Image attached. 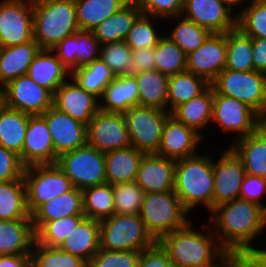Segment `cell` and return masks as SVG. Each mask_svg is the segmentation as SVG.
I'll use <instances>...</instances> for the list:
<instances>
[{
	"label": "cell",
	"instance_id": "obj_1",
	"mask_svg": "<svg viewBox=\"0 0 266 267\" xmlns=\"http://www.w3.org/2000/svg\"><path fill=\"white\" fill-rule=\"evenodd\" d=\"M208 215L207 221L227 253L244 262L252 253L266 250V245H255L266 229V210L260 205L234 199L215 207Z\"/></svg>",
	"mask_w": 266,
	"mask_h": 267
},
{
	"label": "cell",
	"instance_id": "obj_2",
	"mask_svg": "<svg viewBox=\"0 0 266 267\" xmlns=\"http://www.w3.org/2000/svg\"><path fill=\"white\" fill-rule=\"evenodd\" d=\"M195 229L192 220L158 242L167 251L173 267H210L227 252L221 247L209 222Z\"/></svg>",
	"mask_w": 266,
	"mask_h": 267
},
{
	"label": "cell",
	"instance_id": "obj_3",
	"mask_svg": "<svg viewBox=\"0 0 266 267\" xmlns=\"http://www.w3.org/2000/svg\"><path fill=\"white\" fill-rule=\"evenodd\" d=\"M213 154L198 153L176 161L174 192L191 214L199 206L212 211L214 191Z\"/></svg>",
	"mask_w": 266,
	"mask_h": 267
},
{
	"label": "cell",
	"instance_id": "obj_4",
	"mask_svg": "<svg viewBox=\"0 0 266 267\" xmlns=\"http://www.w3.org/2000/svg\"><path fill=\"white\" fill-rule=\"evenodd\" d=\"M33 38L41 49H52L80 30L74 0H32Z\"/></svg>",
	"mask_w": 266,
	"mask_h": 267
},
{
	"label": "cell",
	"instance_id": "obj_5",
	"mask_svg": "<svg viewBox=\"0 0 266 267\" xmlns=\"http://www.w3.org/2000/svg\"><path fill=\"white\" fill-rule=\"evenodd\" d=\"M139 216L156 241L192 220L174 190L145 193Z\"/></svg>",
	"mask_w": 266,
	"mask_h": 267
},
{
	"label": "cell",
	"instance_id": "obj_6",
	"mask_svg": "<svg viewBox=\"0 0 266 267\" xmlns=\"http://www.w3.org/2000/svg\"><path fill=\"white\" fill-rule=\"evenodd\" d=\"M156 242L139 215L114 213L100 221V249L142 251Z\"/></svg>",
	"mask_w": 266,
	"mask_h": 267
},
{
	"label": "cell",
	"instance_id": "obj_7",
	"mask_svg": "<svg viewBox=\"0 0 266 267\" xmlns=\"http://www.w3.org/2000/svg\"><path fill=\"white\" fill-rule=\"evenodd\" d=\"M218 94L242 101L266 121V75L224 69L210 84Z\"/></svg>",
	"mask_w": 266,
	"mask_h": 267
},
{
	"label": "cell",
	"instance_id": "obj_8",
	"mask_svg": "<svg viewBox=\"0 0 266 267\" xmlns=\"http://www.w3.org/2000/svg\"><path fill=\"white\" fill-rule=\"evenodd\" d=\"M56 164L80 190L106 183L104 153L88 144L60 154Z\"/></svg>",
	"mask_w": 266,
	"mask_h": 267
},
{
	"label": "cell",
	"instance_id": "obj_9",
	"mask_svg": "<svg viewBox=\"0 0 266 267\" xmlns=\"http://www.w3.org/2000/svg\"><path fill=\"white\" fill-rule=\"evenodd\" d=\"M23 179L30 214L41 204L74 188L70 178L57 164L25 167Z\"/></svg>",
	"mask_w": 266,
	"mask_h": 267
},
{
	"label": "cell",
	"instance_id": "obj_10",
	"mask_svg": "<svg viewBox=\"0 0 266 267\" xmlns=\"http://www.w3.org/2000/svg\"><path fill=\"white\" fill-rule=\"evenodd\" d=\"M263 121L242 101L218 94L213 89L211 125L216 123L223 134H234L233 142L254 133Z\"/></svg>",
	"mask_w": 266,
	"mask_h": 267
},
{
	"label": "cell",
	"instance_id": "obj_11",
	"mask_svg": "<svg viewBox=\"0 0 266 267\" xmlns=\"http://www.w3.org/2000/svg\"><path fill=\"white\" fill-rule=\"evenodd\" d=\"M171 113L153 107L136 105L124 113L131 146L137 150L156 153L167 117Z\"/></svg>",
	"mask_w": 266,
	"mask_h": 267
},
{
	"label": "cell",
	"instance_id": "obj_12",
	"mask_svg": "<svg viewBox=\"0 0 266 267\" xmlns=\"http://www.w3.org/2000/svg\"><path fill=\"white\" fill-rule=\"evenodd\" d=\"M33 39L32 0H0V47Z\"/></svg>",
	"mask_w": 266,
	"mask_h": 267
},
{
	"label": "cell",
	"instance_id": "obj_13",
	"mask_svg": "<svg viewBox=\"0 0 266 267\" xmlns=\"http://www.w3.org/2000/svg\"><path fill=\"white\" fill-rule=\"evenodd\" d=\"M1 92L4 105L30 115H42L53 106L54 94L27 74L7 83Z\"/></svg>",
	"mask_w": 266,
	"mask_h": 267
},
{
	"label": "cell",
	"instance_id": "obj_14",
	"mask_svg": "<svg viewBox=\"0 0 266 267\" xmlns=\"http://www.w3.org/2000/svg\"><path fill=\"white\" fill-rule=\"evenodd\" d=\"M86 134L87 144L103 153L131 146L123 113L100 109L87 124Z\"/></svg>",
	"mask_w": 266,
	"mask_h": 267
},
{
	"label": "cell",
	"instance_id": "obj_15",
	"mask_svg": "<svg viewBox=\"0 0 266 267\" xmlns=\"http://www.w3.org/2000/svg\"><path fill=\"white\" fill-rule=\"evenodd\" d=\"M225 0H184L181 16L211 33H226L237 27V12Z\"/></svg>",
	"mask_w": 266,
	"mask_h": 267
},
{
	"label": "cell",
	"instance_id": "obj_16",
	"mask_svg": "<svg viewBox=\"0 0 266 267\" xmlns=\"http://www.w3.org/2000/svg\"><path fill=\"white\" fill-rule=\"evenodd\" d=\"M221 151L218 159L213 158L212 210L223 203L239 199L240 187L246 175L241 160L229 147Z\"/></svg>",
	"mask_w": 266,
	"mask_h": 267
},
{
	"label": "cell",
	"instance_id": "obj_17",
	"mask_svg": "<svg viewBox=\"0 0 266 267\" xmlns=\"http://www.w3.org/2000/svg\"><path fill=\"white\" fill-rule=\"evenodd\" d=\"M226 33H211L205 42L186 56V70L209 84L226 66Z\"/></svg>",
	"mask_w": 266,
	"mask_h": 267
},
{
	"label": "cell",
	"instance_id": "obj_18",
	"mask_svg": "<svg viewBox=\"0 0 266 267\" xmlns=\"http://www.w3.org/2000/svg\"><path fill=\"white\" fill-rule=\"evenodd\" d=\"M204 138L194 129L187 127L171 114L167 117L159 148L155 154L180 160L200 153Z\"/></svg>",
	"mask_w": 266,
	"mask_h": 267
},
{
	"label": "cell",
	"instance_id": "obj_19",
	"mask_svg": "<svg viewBox=\"0 0 266 267\" xmlns=\"http://www.w3.org/2000/svg\"><path fill=\"white\" fill-rule=\"evenodd\" d=\"M58 157L45 118L30 115L22 149V164L25 167L56 164Z\"/></svg>",
	"mask_w": 266,
	"mask_h": 267
},
{
	"label": "cell",
	"instance_id": "obj_20",
	"mask_svg": "<svg viewBox=\"0 0 266 267\" xmlns=\"http://www.w3.org/2000/svg\"><path fill=\"white\" fill-rule=\"evenodd\" d=\"M53 107L87 125L100 110V100L70 77L54 92Z\"/></svg>",
	"mask_w": 266,
	"mask_h": 267
},
{
	"label": "cell",
	"instance_id": "obj_21",
	"mask_svg": "<svg viewBox=\"0 0 266 267\" xmlns=\"http://www.w3.org/2000/svg\"><path fill=\"white\" fill-rule=\"evenodd\" d=\"M42 116L46 120L53 147L58 155L87 144V125L84 123L58 111L53 106Z\"/></svg>",
	"mask_w": 266,
	"mask_h": 267
},
{
	"label": "cell",
	"instance_id": "obj_22",
	"mask_svg": "<svg viewBox=\"0 0 266 267\" xmlns=\"http://www.w3.org/2000/svg\"><path fill=\"white\" fill-rule=\"evenodd\" d=\"M176 161L155 153L144 154L140 160L135 182L145 193L174 190Z\"/></svg>",
	"mask_w": 266,
	"mask_h": 267
},
{
	"label": "cell",
	"instance_id": "obj_23",
	"mask_svg": "<svg viewBox=\"0 0 266 267\" xmlns=\"http://www.w3.org/2000/svg\"><path fill=\"white\" fill-rule=\"evenodd\" d=\"M241 160L246 174L266 178V121L251 135L227 145Z\"/></svg>",
	"mask_w": 266,
	"mask_h": 267
},
{
	"label": "cell",
	"instance_id": "obj_24",
	"mask_svg": "<svg viewBox=\"0 0 266 267\" xmlns=\"http://www.w3.org/2000/svg\"><path fill=\"white\" fill-rule=\"evenodd\" d=\"M27 75L54 94L71 77V72L51 49H40L28 68Z\"/></svg>",
	"mask_w": 266,
	"mask_h": 267
},
{
	"label": "cell",
	"instance_id": "obj_25",
	"mask_svg": "<svg viewBox=\"0 0 266 267\" xmlns=\"http://www.w3.org/2000/svg\"><path fill=\"white\" fill-rule=\"evenodd\" d=\"M35 241L31 219L0 220V255L31 254Z\"/></svg>",
	"mask_w": 266,
	"mask_h": 267
},
{
	"label": "cell",
	"instance_id": "obj_26",
	"mask_svg": "<svg viewBox=\"0 0 266 267\" xmlns=\"http://www.w3.org/2000/svg\"><path fill=\"white\" fill-rule=\"evenodd\" d=\"M83 213L82 190L74 187L58 197L41 204L32 214L35 232L45 223Z\"/></svg>",
	"mask_w": 266,
	"mask_h": 267
},
{
	"label": "cell",
	"instance_id": "obj_27",
	"mask_svg": "<svg viewBox=\"0 0 266 267\" xmlns=\"http://www.w3.org/2000/svg\"><path fill=\"white\" fill-rule=\"evenodd\" d=\"M40 49L34 39L16 46L0 47V89L10 81L27 74Z\"/></svg>",
	"mask_w": 266,
	"mask_h": 267
},
{
	"label": "cell",
	"instance_id": "obj_28",
	"mask_svg": "<svg viewBox=\"0 0 266 267\" xmlns=\"http://www.w3.org/2000/svg\"><path fill=\"white\" fill-rule=\"evenodd\" d=\"M144 154L133 146L105 152L106 183L115 185L135 181Z\"/></svg>",
	"mask_w": 266,
	"mask_h": 267
},
{
	"label": "cell",
	"instance_id": "obj_29",
	"mask_svg": "<svg viewBox=\"0 0 266 267\" xmlns=\"http://www.w3.org/2000/svg\"><path fill=\"white\" fill-rule=\"evenodd\" d=\"M212 104L213 87L210 85L199 96L177 106L171 115L203 137L206 132L205 128L207 129L211 125Z\"/></svg>",
	"mask_w": 266,
	"mask_h": 267
},
{
	"label": "cell",
	"instance_id": "obj_30",
	"mask_svg": "<svg viewBox=\"0 0 266 267\" xmlns=\"http://www.w3.org/2000/svg\"><path fill=\"white\" fill-rule=\"evenodd\" d=\"M59 247L89 263L100 249V221L85 218Z\"/></svg>",
	"mask_w": 266,
	"mask_h": 267
},
{
	"label": "cell",
	"instance_id": "obj_31",
	"mask_svg": "<svg viewBox=\"0 0 266 267\" xmlns=\"http://www.w3.org/2000/svg\"><path fill=\"white\" fill-rule=\"evenodd\" d=\"M142 13L135 0H130L112 16L101 22L92 32L100 44L125 40L136 18Z\"/></svg>",
	"mask_w": 266,
	"mask_h": 267
},
{
	"label": "cell",
	"instance_id": "obj_32",
	"mask_svg": "<svg viewBox=\"0 0 266 267\" xmlns=\"http://www.w3.org/2000/svg\"><path fill=\"white\" fill-rule=\"evenodd\" d=\"M139 91L135 77L117 76L105 88L100 109L106 112L125 113L138 105Z\"/></svg>",
	"mask_w": 266,
	"mask_h": 267
},
{
	"label": "cell",
	"instance_id": "obj_33",
	"mask_svg": "<svg viewBox=\"0 0 266 267\" xmlns=\"http://www.w3.org/2000/svg\"><path fill=\"white\" fill-rule=\"evenodd\" d=\"M30 114L0 105V145L18 155L22 162V149Z\"/></svg>",
	"mask_w": 266,
	"mask_h": 267
},
{
	"label": "cell",
	"instance_id": "obj_34",
	"mask_svg": "<svg viewBox=\"0 0 266 267\" xmlns=\"http://www.w3.org/2000/svg\"><path fill=\"white\" fill-rule=\"evenodd\" d=\"M170 76L146 70L135 76L139 91L138 105L168 111V83Z\"/></svg>",
	"mask_w": 266,
	"mask_h": 267
},
{
	"label": "cell",
	"instance_id": "obj_35",
	"mask_svg": "<svg viewBox=\"0 0 266 267\" xmlns=\"http://www.w3.org/2000/svg\"><path fill=\"white\" fill-rule=\"evenodd\" d=\"M130 0H74L80 30L93 31Z\"/></svg>",
	"mask_w": 266,
	"mask_h": 267
},
{
	"label": "cell",
	"instance_id": "obj_36",
	"mask_svg": "<svg viewBox=\"0 0 266 267\" xmlns=\"http://www.w3.org/2000/svg\"><path fill=\"white\" fill-rule=\"evenodd\" d=\"M31 219L24 179L0 182V220Z\"/></svg>",
	"mask_w": 266,
	"mask_h": 267
},
{
	"label": "cell",
	"instance_id": "obj_37",
	"mask_svg": "<svg viewBox=\"0 0 266 267\" xmlns=\"http://www.w3.org/2000/svg\"><path fill=\"white\" fill-rule=\"evenodd\" d=\"M226 66L234 71H255L253 62V39L239 28L226 32Z\"/></svg>",
	"mask_w": 266,
	"mask_h": 267
},
{
	"label": "cell",
	"instance_id": "obj_38",
	"mask_svg": "<svg viewBox=\"0 0 266 267\" xmlns=\"http://www.w3.org/2000/svg\"><path fill=\"white\" fill-rule=\"evenodd\" d=\"M210 84L192 72L184 71L172 75L168 83V112H172L180 104L203 93Z\"/></svg>",
	"mask_w": 266,
	"mask_h": 267
},
{
	"label": "cell",
	"instance_id": "obj_39",
	"mask_svg": "<svg viewBox=\"0 0 266 267\" xmlns=\"http://www.w3.org/2000/svg\"><path fill=\"white\" fill-rule=\"evenodd\" d=\"M109 66L100 58L78 67L71 72V78L88 93L101 99L105 88L115 79Z\"/></svg>",
	"mask_w": 266,
	"mask_h": 267
},
{
	"label": "cell",
	"instance_id": "obj_40",
	"mask_svg": "<svg viewBox=\"0 0 266 267\" xmlns=\"http://www.w3.org/2000/svg\"><path fill=\"white\" fill-rule=\"evenodd\" d=\"M83 213L86 218L101 221L115 213L113 186L105 183L82 190Z\"/></svg>",
	"mask_w": 266,
	"mask_h": 267
},
{
	"label": "cell",
	"instance_id": "obj_41",
	"mask_svg": "<svg viewBox=\"0 0 266 267\" xmlns=\"http://www.w3.org/2000/svg\"><path fill=\"white\" fill-rule=\"evenodd\" d=\"M168 20L176 21V24L170 30L168 29L169 33L166 36L175 42L186 55L201 46L211 34L206 28L182 16L168 18L164 21Z\"/></svg>",
	"mask_w": 266,
	"mask_h": 267
},
{
	"label": "cell",
	"instance_id": "obj_42",
	"mask_svg": "<svg viewBox=\"0 0 266 267\" xmlns=\"http://www.w3.org/2000/svg\"><path fill=\"white\" fill-rule=\"evenodd\" d=\"M161 22L163 20L160 18L141 13L128 32L125 43L132 50L155 47L165 34L164 31L160 32L158 29L160 27L158 24Z\"/></svg>",
	"mask_w": 266,
	"mask_h": 267
},
{
	"label": "cell",
	"instance_id": "obj_43",
	"mask_svg": "<svg viewBox=\"0 0 266 267\" xmlns=\"http://www.w3.org/2000/svg\"><path fill=\"white\" fill-rule=\"evenodd\" d=\"M237 11V28L251 38L266 39V0H247Z\"/></svg>",
	"mask_w": 266,
	"mask_h": 267
},
{
	"label": "cell",
	"instance_id": "obj_44",
	"mask_svg": "<svg viewBox=\"0 0 266 267\" xmlns=\"http://www.w3.org/2000/svg\"><path fill=\"white\" fill-rule=\"evenodd\" d=\"M186 54L165 35L155 46L156 70L167 76L186 71Z\"/></svg>",
	"mask_w": 266,
	"mask_h": 267
},
{
	"label": "cell",
	"instance_id": "obj_45",
	"mask_svg": "<svg viewBox=\"0 0 266 267\" xmlns=\"http://www.w3.org/2000/svg\"><path fill=\"white\" fill-rule=\"evenodd\" d=\"M31 267H88V263L60 247L43 246L35 241L31 252Z\"/></svg>",
	"mask_w": 266,
	"mask_h": 267
},
{
	"label": "cell",
	"instance_id": "obj_46",
	"mask_svg": "<svg viewBox=\"0 0 266 267\" xmlns=\"http://www.w3.org/2000/svg\"><path fill=\"white\" fill-rule=\"evenodd\" d=\"M85 218V215H73L45 222L35 232L36 242L43 246L59 247Z\"/></svg>",
	"mask_w": 266,
	"mask_h": 267
},
{
	"label": "cell",
	"instance_id": "obj_47",
	"mask_svg": "<svg viewBox=\"0 0 266 267\" xmlns=\"http://www.w3.org/2000/svg\"><path fill=\"white\" fill-rule=\"evenodd\" d=\"M112 186L115 213L139 215L145 195L142 188L135 181Z\"/></svg>",
	"mask_w": 266,
	"mask_h": 267
},
{
	"label": "cell",
	"instance_id": "obj_48",
	"mask_svg": "<svg viewBox=\"0 0 266 267\" xmlns=\"http://www.w3.org/2000/svg\"><path fill=\"white\" fill-rule=\"evenodd\" d=\"M131 56L132 49L124 40L100 45V59L109 66L116 77L124 73L126 66L132 60Z\"/></svg>",
	"mask_w": 266,
	"mask_h": 267
},
{
	"label": "cell",
	"instance_id": "obj_49",
	"mask_svg": "<svg viewBox=\"0 0 266 267\" xmlns=\"http://www.w3.org/2000/svg\"><path fill=\"white\" fill-rule=\"evenodd\" d=\"M141 251H108L99 249L88 267H136Z\"/></svg>",
	"mask_w": 266,
	"mask_h": 267
},
{
	"label": "cell",
	"instance_id": "obj_50",
	"mask_svg": "<svg viewBox=\"0 0 266 267\" xmlns=\"http://www.w3.org/2000/svg\"><path fill=\"white\" fill-rule=\"evenodd\" d=\"M143 14L162 20L181 16L184 0H135Z\"/></svg>",
	"mask_w": 266,
	"mask_h": 267
},
{
	"label": "cell",
	"instance_id": "obj_51",
	"mask_svg": "<svg viewBox=\"0 0 266 267\" xmlns=\"http://www.w3.org/2000/svg\"><path fill=\"white\" fill-rule=\"evenodd\" d=\"M100 43L92 31H77V68L100 58Z\"/></svg>",
	"mask_w": 266,
	"mask_h": 267
},
{
	"label": "cell",
	"instance_id": "obj_52",
	"mask_svg": "<svg viewBox=\"0 0 266 267\" xmlns=\"http://www.w3.org/2000/svg\"><path fill=\"white\" fill-rule=\"evenodd\" d=\"M266 178L246 174L240 187L239 199L256 203L266 210Z\"/></svg>",
	"mask_w": 266,
	"mask_h": 267
},
{
	"label": "cell",
	"instance_id": "obj_53",
	"mask_svg": "<svg viewBox=\"0 0 266 267\" xmlns=\"http://www.w3.org/2000/svg\"><path fill=\"white\" fill-rule=\"evenodd\" d=\"M24 170L20 157L0 145V182L23 179Z\"/></svg>",
	"mask_w": 266,
	"mask_h": 267
},
{
	"label": "cell",
	"instance_id": "obj_54",
	"mask_svg": "<svg viewBox=\"0 0 266 267\" xmlns=\"http://www.w3.org/2000/svg\"><path fill=\"white\" fill-rule=\"evenodd\" d=\"M132 60L126 66L123 77H135L140 72L155 70V47L132 50Z\"/></svg>",
	"mask_w": 266,
	"mask_h": 267
},
{
	"label": "cell",
	"instance_id": "obj_55",
	"mask_svg": "<svg viewBox=\"0 0 266 267\" xmlns=\"http://www.w3.org/2000/svg\"><path fill=\"white\" fill-rule=\"evenodd\" d=\"M136 267H173L167 251L157 241L141 251Z\"/></svg>",
	"mask_w": 266,
	"mask_h": 267
},
{
	"label": "cell",
	"instance_id": "obj_56",
	"mask_svg": "<svg viewBox=\"0 0 266 267\" xmlns=\"http://www.w3.org/2000/svg\"><path fill=\"white\" fill-rule=\"evenodd\" d=\"M51 50L70 72L77 69V32L65 37Z\"/></svg>",
	"mask_w": 266,
	"mask_h": 267
},
{
	"label": "cell",
	"instance_id": "obj_57",
	"mask_svg": "<svg viewBox=\"0 0 266 267\" xmlns=\"http://www.w3.org/2000/svg\"><path fill=\"white\" fill-rule=\"evenodd\" d=\"M253 39V62L254 69L257 72L266 75V39L252 38Z\"/></svg>",
	"mask_w": 266,
	"mask_h": 267
},
{
	"label": "cell",
	"instance_id": "obj_58",
	"mask_svg": "<svg viewBox=\"0 0 266 267\" xmlns=\"http://www.w3.org/2000/svg\"><path fill=\"white\" fill-rule=\"evenodd\" d=\"M0 267H31V254L0 255Z\"/></svg>",
	"mask_w": 266,
	"mask_h": 267
},
{
	"label": "cell",
	"instance_id": "obj_59",
	"mask_svg": "<svg viewBox=\"0 0 266 267\" xmlns=\"http://www.w3.org/2000/svg\"><path fill=\"white\" fill-rule=\"evenodd\" d=\"M243 267H266V250L252 253L243 262Z\"/></svg>",
	"mask_w": 266,
	"mask_h": 267
},
{
	"label": "cell",
	"instance_id": "obj_60",
	"mask_svg": "<svg viewBox=\"0 0 266 267\" xmlns=\"http://www.w3.org/2000/svg\"><path fill=\"white\" fill-rule=\"evenodd\" d=\"M210 267H243V262L238 257L227 253L216 265Z\"/></svg>",
	"mask_w": 266,
	"mask_h": 267
},
{
	"label": "cell",
	"instance_id": "obj_61",
	"mask_svg": "<svg viewBox=\"0 0 266 267\" xmlns=\"http://www.w3.org/2000/svg\"><path fill=\"white\" fill-rule=\"evenodd\" d=\"M225 1H227L229 4H231L234 8L236 7L237 9H239L238 7L243 5V3L247 2V0H225Z\"/></svg>",
	"mask_w": 266,
	"mask_h": 267
},
{
	"label": "cell",
	"instance_id": "obj_62",
	"mask_svg": "<svg viewBox=\"0 0 266 267\" xmlns=\"http://www.w3.org/2000/svg\"><path fill=\"white\" fill-rule=\"evenodd\" d=\"M2 104V92H1V89H0V105Z\"/></svg>",
	"mask_w": 266,
	"mask_h": 267
}]
</instances>
